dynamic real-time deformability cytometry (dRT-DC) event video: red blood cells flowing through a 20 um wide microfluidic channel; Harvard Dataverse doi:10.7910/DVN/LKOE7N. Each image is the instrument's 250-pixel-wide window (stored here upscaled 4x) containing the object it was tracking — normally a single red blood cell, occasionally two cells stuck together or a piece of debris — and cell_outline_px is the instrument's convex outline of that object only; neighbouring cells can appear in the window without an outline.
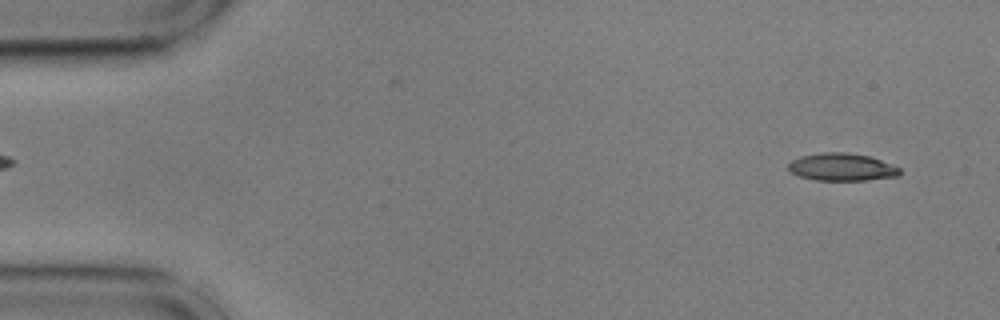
{"species": "common noctule bat (a hibernating species)", "species_latin": "Nyctalus noctula", "temperature_condition": "cold", "stored_images_in_passage": 54, "camera_frame_rate_fps": 3000, "um_per_image_px": 0.085, "animal": {"sex": "male", "body_mass_g": 17.9, "forearm_length_mm": 54.2}, "frame": {"image": 1, "passage_image": 3, "time_ms": 0.667, "image_size_px": [1000, 320], "cell_outline_px": [[900, 172], [896, 176], [868, 180], [816, 180], [800, 176], [792, 172], [788, 168], [788, 164], [792, 160], [800, 156], [824, 152], [844, 152], [868, 156], [880, 160], [900, 168]], "centroid_in_image_um": [71.53, 14.2], "position_along_channel_um": 13.5, "area_um2": 17.63}}
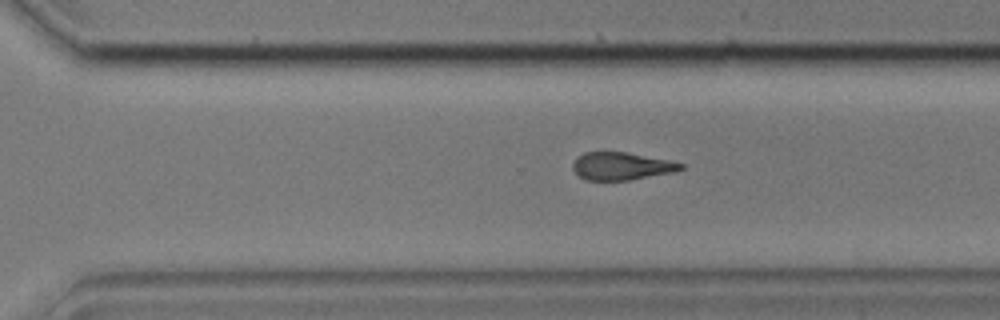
{"frame": {"image": 2, "passage_image": 37, "time_ms": 12.0, "image_size_px": [1000, 320], "cell_outline_px": [[684, 168], [676, 172], [628, 180], [584, 180], [572, 168], [572, 164], [584, 152], [624, 152], [672, 160], [684, 164]], "centroid_in_image_um": [52.88, 14.12], "position_along_channel_um": 317.7, "area_um2": 17.4}}
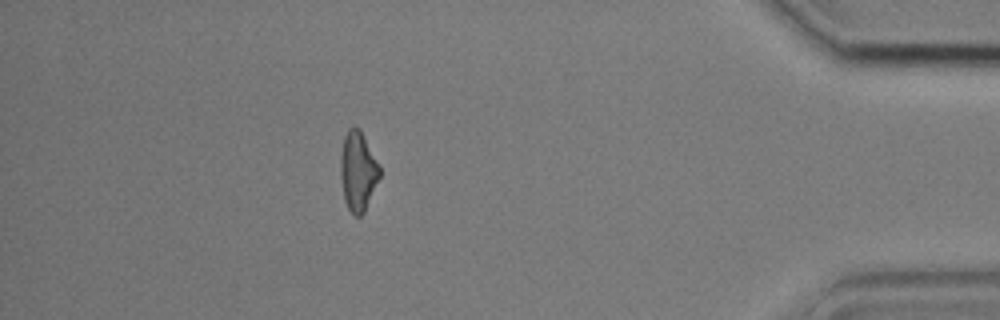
{"frame": {"image": 3, "passage_image": 48, "time_ms": 15.667, "image_size_px": [1000, 320], "cell_outline_px": [[380, 176], [364, 212], [360, 216], [352, 216], [344, 200], [340, 176], [340, 156], [344, 136], [348, 128], [360, 128], [380, 168]], "centroid_in_image_um": [30.4, 14.57], "position_along_channel_um": 404.8, "area_um2": 18.03}, "authors_computed_cell_mechanics": {"area_um2": 18.4382, "velocity_mm_per_s": 3.6298, "shape_relaxation_time_tau1_ms": 3.1975, "shape_relaxation_time_tau2_ms": 7.2888, "deformation_change_tau1": 0.1384, "deformation_change_tau2": 0.1845}}